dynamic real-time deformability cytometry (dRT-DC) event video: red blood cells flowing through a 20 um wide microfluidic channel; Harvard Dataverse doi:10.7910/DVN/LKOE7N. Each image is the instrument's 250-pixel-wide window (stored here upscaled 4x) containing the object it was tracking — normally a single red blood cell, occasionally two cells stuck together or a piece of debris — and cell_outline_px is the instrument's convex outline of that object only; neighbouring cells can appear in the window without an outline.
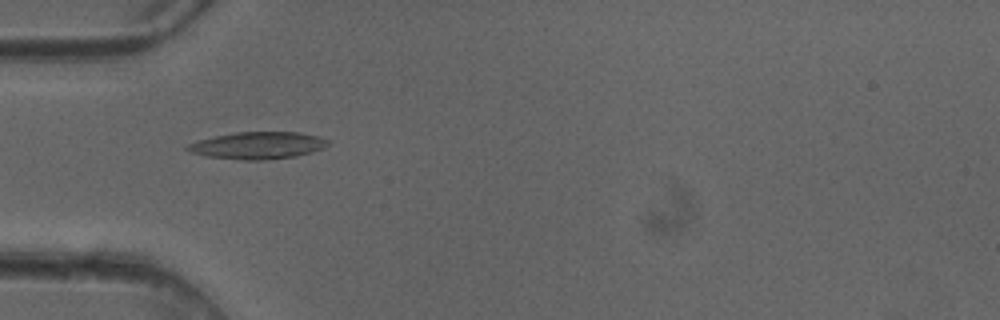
{"species": "common noctule bat (a hibernating species)", "species_latin": "Nyctalus noctula", "temperature_condition": "cold", "stored_images_in_passage": 44, "camera_frame_rate_fps": 3000, "um_per_image_px": 0.085, "animal": {"sex": "female"}, "frame": {"image": 1, "passage_image": 10, "time_ms": 3.0, "image_size_px": [1000, 320], "cell_outline_px": [[328, 144], [324, 148], [312, 152], [296, 156], [268, 160], [240, 160], [204, 156], [192, 152], [184, 148], [188, 144], [196, 140], [236, 132], [300, 132], [316, 136], [328, 140]], "centroid_in_image_um": [21.89, 12.37], "position_along_channel_um": 63.1, "area_um2": 22.25}}
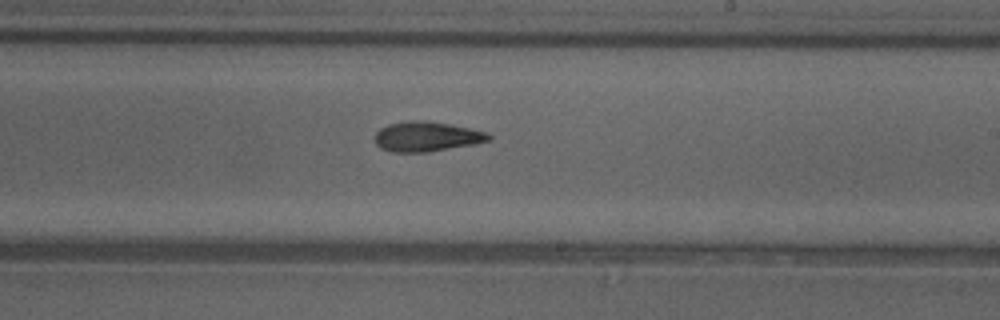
{"frame": {"image": 2, "passage_image": 24, "time_ms": 7.667, "image_size_px": [1000, 320], "cell_outline_px": [[492, 140], [476, 144], [428, 152], [392, 152], [380, 148], [376, 144], [376, 132], [380, 128], [388, 124], [408, 120], [424, 120], [448, 124], [488, 132], [492, 136]], "centroid_in_image_um": [36.28, 11.61], "position_along_channel_um": 252.7, "area_um2": 19.94}}
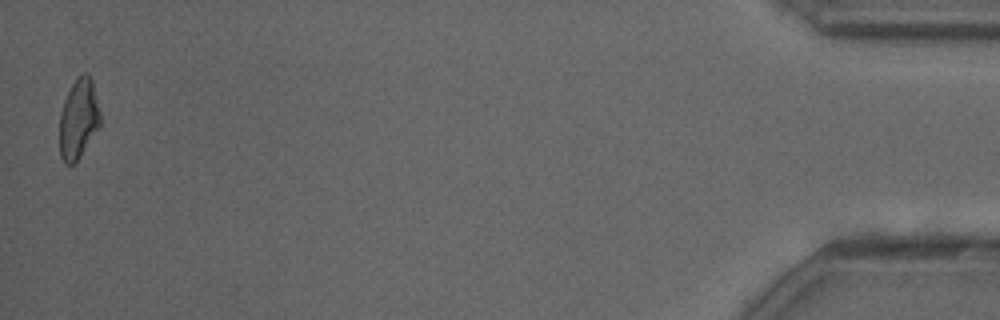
{"frame": {"image": 3, "passage_image": 44, "time_ms": 14.333, "image_size_px": [1000, 320], "cell_outline_px": [[100, 124], [80, 156], [72, 164], [64, 164], [60, 156], [60, 112], [64, 100], [76, 76], [84, 72], [88, 72], [92, 80], [100, 112]], "centroid_in_image_um": [6.66, 10.06], "position_along_channel_um": 428.5, "area_um2": 18.79}, "authors_computed_cell_mechanics": {"area_um2": 19.5942, "velocity_mm_per_s": 4.0868, "shape_relaxation_time_tau1_ms": null, "shape_relaxation_time_tau2_ms": 3.0048, "deformation_change_tau1": null, "deformation_change_tau2": 0.101}}